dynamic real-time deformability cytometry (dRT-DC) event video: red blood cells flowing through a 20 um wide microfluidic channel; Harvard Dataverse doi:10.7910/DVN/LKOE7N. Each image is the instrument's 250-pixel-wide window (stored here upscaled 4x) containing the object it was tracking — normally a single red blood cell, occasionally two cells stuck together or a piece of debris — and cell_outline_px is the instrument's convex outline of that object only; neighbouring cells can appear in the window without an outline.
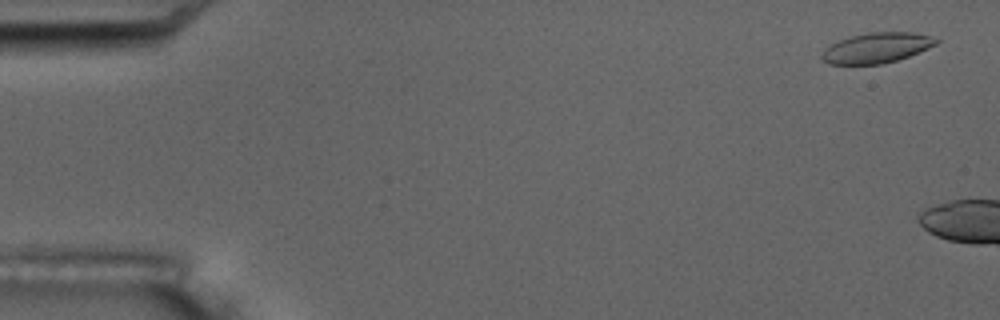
{"species": "common noctule bat (a hibernating species)", "species_latin": "Nyctalus noctula", "temperature_condition": "room temperature", "stored_images_in_passage": 3, "camera_frame_rate_fps": 3000, "um_per_image_px": 0.085, "animal": {"sex": "male", "body_mass_g": 17.5, "forearm_length_mm": 52.3}, "frame": {"image": 1, "passage_image": 1, "time_ms": 0.0, "image_size_px": [1000, 320], "cell_outline_px": [[940, 40], [936, 44], [928, 48], [908, 56], [884, 64], [828, 64], [820, 56], [824, 48], [848, 36], [868, 32], [912, 32], [928, 36]], "centroid_in_image_um": [74.48, 4.06], "position_along_channel_um": 10.5, "area_um2": 20.06}}